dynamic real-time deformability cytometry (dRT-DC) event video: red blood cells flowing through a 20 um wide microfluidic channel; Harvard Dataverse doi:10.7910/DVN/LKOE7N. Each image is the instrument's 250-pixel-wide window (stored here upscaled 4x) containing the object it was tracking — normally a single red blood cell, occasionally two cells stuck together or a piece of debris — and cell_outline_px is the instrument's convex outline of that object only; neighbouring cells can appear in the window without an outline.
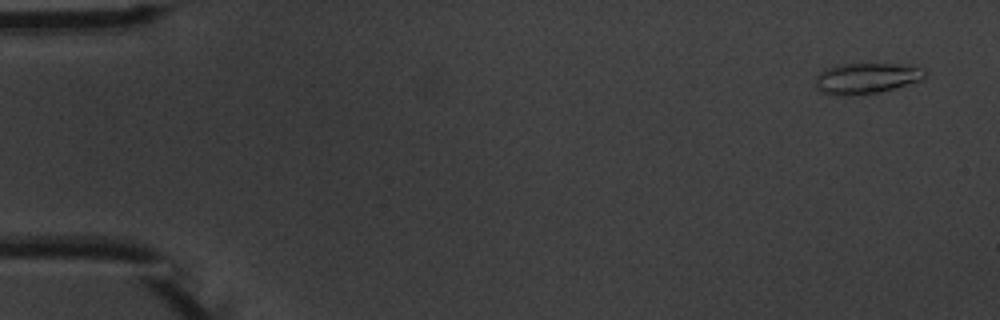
{"species": "common noctule bat (a hibernating species)", "species_latin": "Nyctalus noctula", "temperature_condition": "warm", "stored_images_in_passage": 6, "camera_frame_rate_fps": 3000, "um_per_image_px": 0.085, "animal": {"sex": "male", "body_mass_g": 20.1, "forearm_length_mm": 53.5}, "frame": {"image": 1, "passage_image": 1, "time_ms": 0.0, "image_size_px": [1000, 320], "cell_outline_px": [[928, 76], [920, 80], [892, 88], [876, 92], [848, 96], [836, 96], [820, 92], [816, 88], [816, 76], [824, 68], [840, 64], [896, 64], [924, 68], [928, 72]], "centroid_in_image_um": [73.6, 6.65], "position_along_channel_um": 11.4, "area_um2": 19.65}}
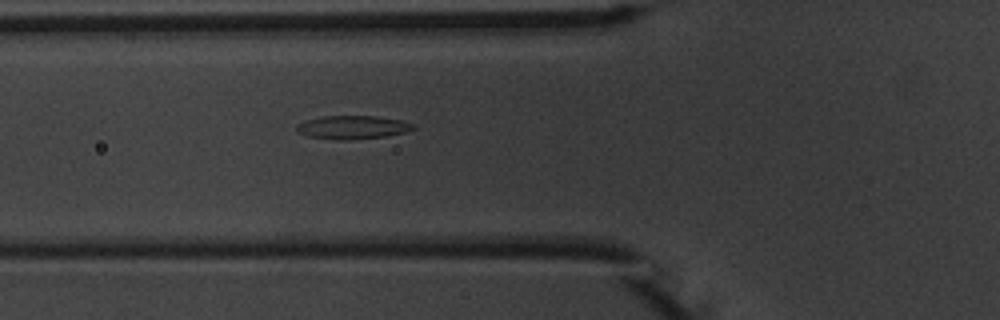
{"frame": {"image": 2, "passage_image": 6, "time_ms": 5.667, "image_size_px": [1000, 320], "cell_outline_px": [[416, 128], [404, 132], [388, 136], [348, 140], [340, 140], [308, 136], [296, 132], [296, 124], [304, 120], [324, 116], [376, 116], [400, 120], [412, 124]], "centroid_in_image_um": [29.92, 10.82], "position_along_channel_um": 95.9, "area_um2": 15.9}}